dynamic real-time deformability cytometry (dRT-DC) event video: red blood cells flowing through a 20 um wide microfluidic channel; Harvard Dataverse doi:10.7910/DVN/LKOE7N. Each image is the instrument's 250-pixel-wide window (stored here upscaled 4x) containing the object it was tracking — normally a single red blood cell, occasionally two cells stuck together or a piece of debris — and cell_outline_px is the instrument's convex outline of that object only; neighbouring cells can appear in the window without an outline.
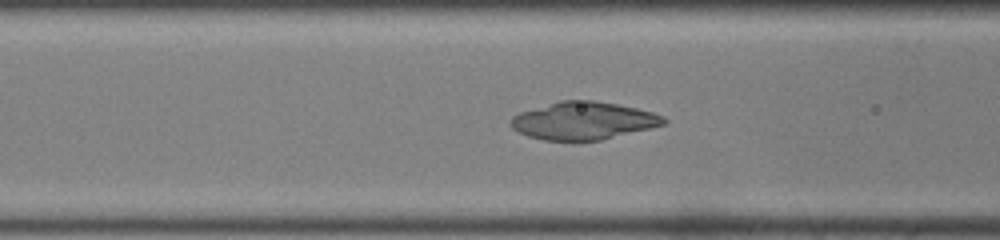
{"species": "common noctule bat (a hibernating species)", "species_latin": "Nyctalus noctula", "temperature_condition": "room temperature", "stored_images_in_passage": 31, "camera_frame_rate_fps": 3000, "um_per_image_px": 0.085, "animal": {"sex": "male", "body_mass_g": 19.0, "forearm_length_mm": 50.8}, "frame": {"image": 1, "passage_image": 10, "time_ms": 3.0, "image_size_px": [1000, 240], "cell_outline_px": [[668, 120], [664, 124], [600, 140], [544, 140], [528, 136], [512, 128], [512, 116], [520, 112], [560, 100], [596, 100], [636, 108], [652, 112], [664, 116]], "centroid_in_image_um": [49.58, 10.25], "position_along_channel_um": 117.0, "area_um2": 33.12}}
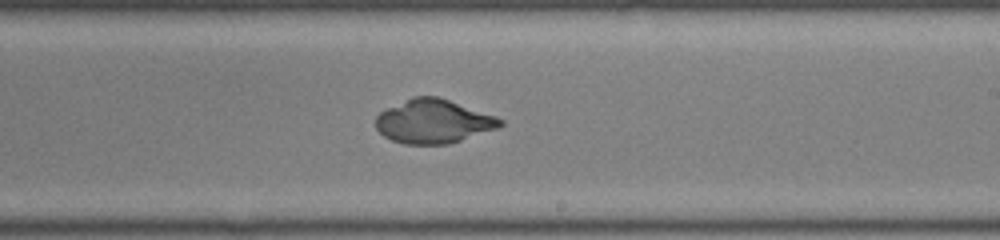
{"frame": {"image": 2, "passage_image": 20, "time_ms": 6.333, "image_size_px": [1000, 240], "cell_outline_px": [[504, 124], [496, 128], [448, 144], [404, 144], [392, 140], [384, 136], [376, 128], [376, 116], [380, 112], [412, 96], [436, 96], [496, 116], [504, 120]], "centroid_in_image_um": [36.82, 10.32], "position_along_channel_um": 252.2, "area_um2": 31.39}}
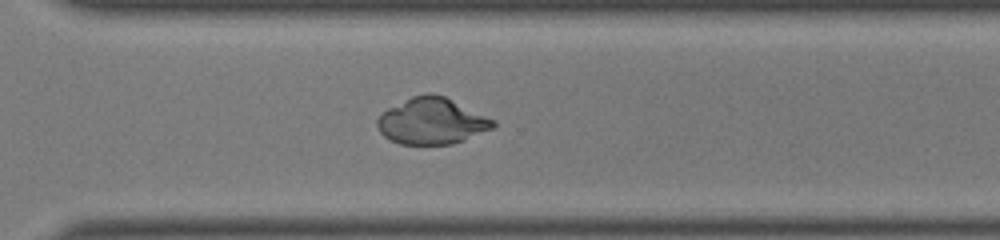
{"frame": {"image": 3, "passage_image": 26, "time_ms": 8.333, "image_size_px": [1000, 240], "cell_outline_px": [[496, 124], [492, 128], [464, 140], [452, 144], [400, 144], [384, 136], [380, 132], [376, 124], [376, 120], [388, 108], [412, 96], [428, 92], [432, 92], [444, 96], [496, 120]], "centroid_in_image_um": [36.7, 10.28], "position_along_channel_um": 333.9, "area_um2": 31.1}}